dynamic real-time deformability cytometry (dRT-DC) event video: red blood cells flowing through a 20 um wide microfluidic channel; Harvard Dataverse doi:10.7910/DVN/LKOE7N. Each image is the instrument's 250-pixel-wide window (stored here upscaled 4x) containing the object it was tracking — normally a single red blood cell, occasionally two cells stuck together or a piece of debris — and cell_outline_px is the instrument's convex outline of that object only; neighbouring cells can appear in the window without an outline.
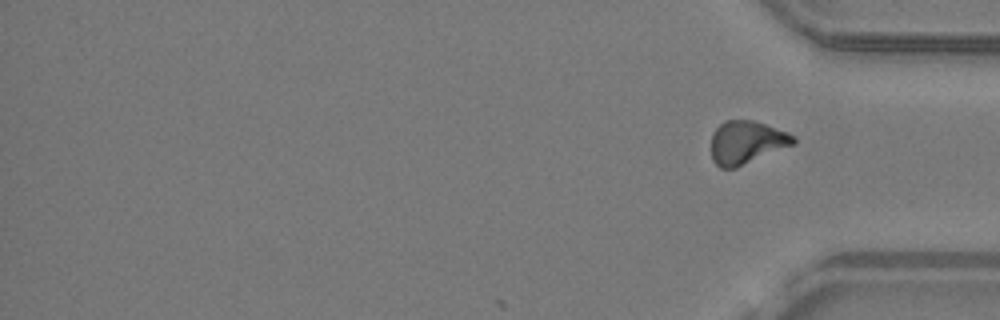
{"species": "common noctule bat (a hibernating species)", "species_latin": "Nyctalus noctula", "temperature_condition": "warm", "stored_images_in_passage": 29, "camera_frame_rate_fps": 3000, "um_per_image_px": 0.085, "animal": {"sex": "male", "body_mass_g": 19.2, "forearm_length_mm": 51.8}, "frame": {"image": 1, "passage_image": 29, "time_ms": 9.333, "image_size_px": [1000, 320], "cell_outline_px": [[796, 144], [736, 168], [720, 168], [712, 160], [712, 132], [724, 120], [752, 120], [788, 132], [796, 136]], "centroid_in_image_um": [63.47, 12.11], "position_along_channel_um": 371.7, "area_um2": 20.81}, "authors_computed_cell_mechanics": {"area_um2": 20.0566, "velocity_mm_per_s": 4.1679, "shape_relaxation_time_tau1_ms": null, "shape_relaxation_time_tau2_ms": 6.5739, "deformation_change_tau1": null, "deformation_change_tau2": 0.1569}}